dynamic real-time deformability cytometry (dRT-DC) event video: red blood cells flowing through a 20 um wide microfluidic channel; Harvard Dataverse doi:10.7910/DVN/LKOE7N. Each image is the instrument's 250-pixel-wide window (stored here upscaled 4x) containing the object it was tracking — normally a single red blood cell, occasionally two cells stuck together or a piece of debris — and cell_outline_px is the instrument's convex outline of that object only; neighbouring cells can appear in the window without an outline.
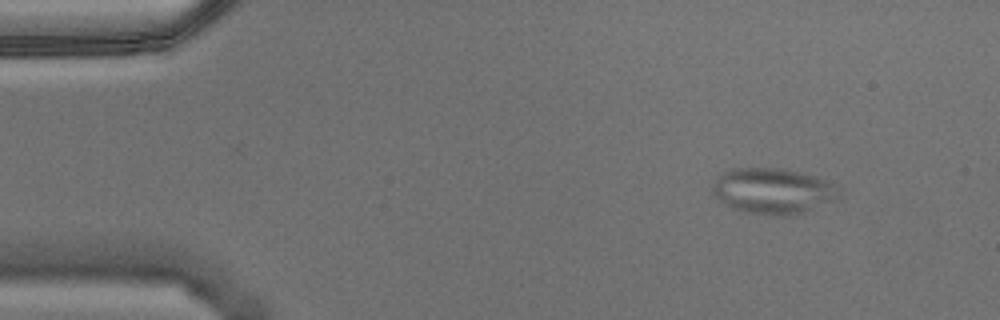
{"species": "Egyptian fruit bat (a non-hibernating species)", "species_latin": "Rousettus aegyptiacus", "temperature_condition": "warm", "stored_images_in_passage": 5, "camera_frame_rate_fps": 3000, "um_per_image_px": 0.085, "animal": {"sex": "male"}, "frame": {"image": 1, "passage_image": 1, "time_ms": 0.0, "image_size_px": [1000, 320], "cell_outline_px": [[840, 200], [792, 216], [776, 216], [744, 212], [732, 208], [712, 196], [712, 188], [716, 176], [732, 168], [784, 168], [816, 176], [840, 188]], "centroid_in_image_um": [65.72, 16.25], "position_along_channel_um": 19.3, "area_um2": 34.39}}